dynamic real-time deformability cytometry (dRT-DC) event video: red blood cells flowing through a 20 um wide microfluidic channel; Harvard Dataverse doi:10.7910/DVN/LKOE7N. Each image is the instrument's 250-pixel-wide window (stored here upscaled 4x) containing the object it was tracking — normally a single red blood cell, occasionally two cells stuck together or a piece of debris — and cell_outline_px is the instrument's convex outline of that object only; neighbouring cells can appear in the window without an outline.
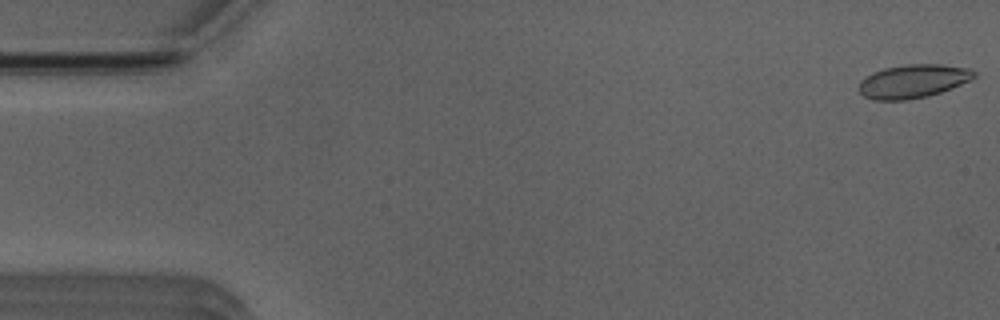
{"species": "Egyptian fruit bat (a non-hibernating species)", "species_latin": "Rousettus aegyptiacus", "temperature_condition": "room temperature", "stored_images_in_passage": 18, "camera_frame_rate_fps": 3000, "um_per_image_px": 0.085, "animal": {"sex": "male"}, "frame": {"image": 1, "passage_image": 1, "time_ms": 0.0, "image_size_px": [1000, 320], "cell_outline_px": [[976, 76], [960, 84], [940, 92], [928, 96], [908, 100], [872, 100], [864, 96], [860, 92], [860, 80], [872, 72], [884, 68], [908, 64], [940, 64], [972, 68], [976, 72]], "centroid_in_image_um": [77.6, 6.9], "position_along_channel_um": 7.4, "area_um2": 22.48}}
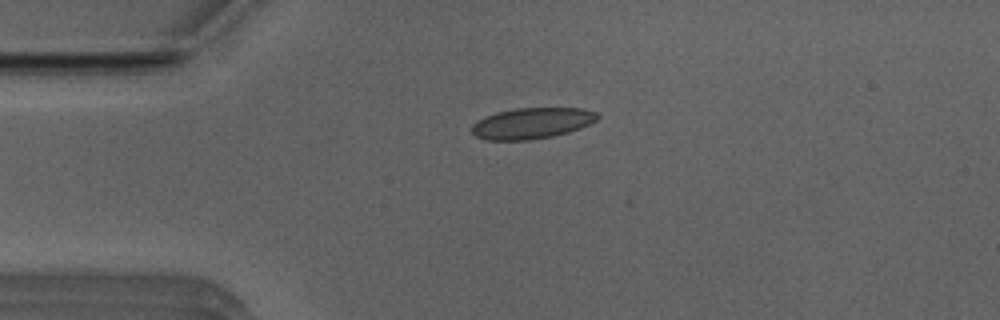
{"frame": {"image": 2, "passage_image": 12, "time_ms": 3.667, "image_size_px": [1000, 320], "cell_outline_px": [[600, 116], [596, 120], [580, 128], [568, 132], [552, 136], [528, 140], [484, 140], [476, 136], [472, 132], [472, 124], [476, 120], [484, 116], [496, 112], [516, 108], [580, 108], [596, 112]], "centroid_in_image_um": [45.17, 10.47], "position_along_channel_um": 39.8, "area_um2": 22.72}}